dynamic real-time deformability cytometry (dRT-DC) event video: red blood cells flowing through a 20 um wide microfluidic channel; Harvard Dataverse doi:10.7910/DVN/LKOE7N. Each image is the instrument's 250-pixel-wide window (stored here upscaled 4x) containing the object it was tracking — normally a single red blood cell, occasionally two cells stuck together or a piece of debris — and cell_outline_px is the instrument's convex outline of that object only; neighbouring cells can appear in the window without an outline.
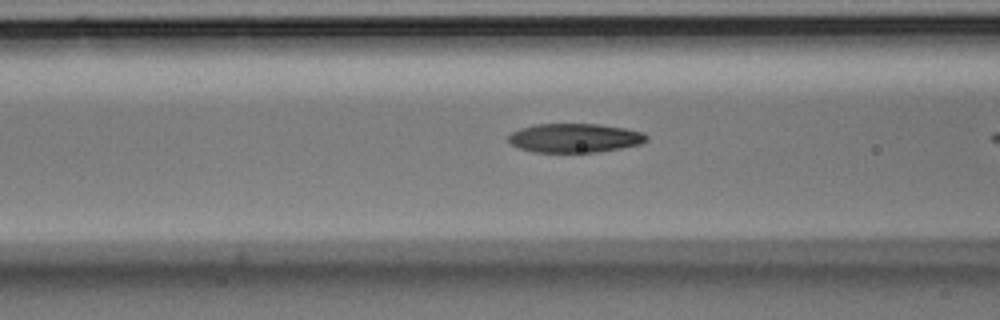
{"species": "Egyptian fruit bat (a non-hibernating species)", "species_latin": "Rousettus aegyptiacus", "temperature_condition": "room temperature", "stored_images_in_passage": 17, "camera_frame_rate_fps": 3000, "um_per_image_px": 0.085, "animal": {"sex": "male"}, "frame": {"image": 1, "passage_image": 15, "time_ms": 4.667, "image_size_px": [1000, 320], "cell_outline_px": [[648, 140], [640, 144], [620, 148], [596, 152], [532, 152], [520, 148], [512, 144], [508, 140], [508, 136], [512, 132], [520, 128], [536, 124], [600, 124], [624, 128], [644, 132], [648, 136]], "centroid_in_image_um": [48.86, 11.72], "position_along_channel_um": 117.7, "area_um2": 23.35}}